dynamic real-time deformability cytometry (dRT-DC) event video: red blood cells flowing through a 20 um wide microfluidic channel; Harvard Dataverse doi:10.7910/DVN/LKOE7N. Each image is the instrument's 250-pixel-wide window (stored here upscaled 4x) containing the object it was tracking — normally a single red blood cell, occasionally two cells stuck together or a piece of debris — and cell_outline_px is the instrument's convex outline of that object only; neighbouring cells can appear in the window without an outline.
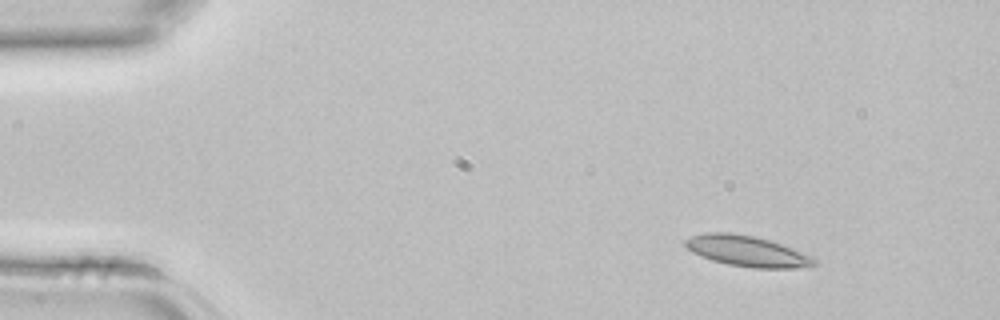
{"species": "common noctule bat (a hibernating species)", "species_latin": "Nyctalus noctula", "temperature_condition": "room temperature", "stored_images_in_passage": 4, "segment_of_instrument_passage": [1, 2], "camera_frame_rate_fps": 3000, "um_per_image_px": 0.085, "animal": {"sex": "female", "body_mass_g": 22.7, "forearm_length_mm": 54.2}, "frame": {"image": 1, "passage_image": 1, "time_ms": 0.0, "image_size_px": [1000, 320], "cell_outline_px": [[820, 260], [816, 264], [808, 268], [752, 268], [728, 264], [712, 260], [700, 256], [692, 252], [684, 244], [684, 240], [692, 236], [704, 232], [732, 232], [752, 236], [768, 240], [792, 248], [812, 256]], "centroid_in_image_um": [63.53, 21.35], "position_along_channel_um": 21.5, "area_um2": 23.24}}
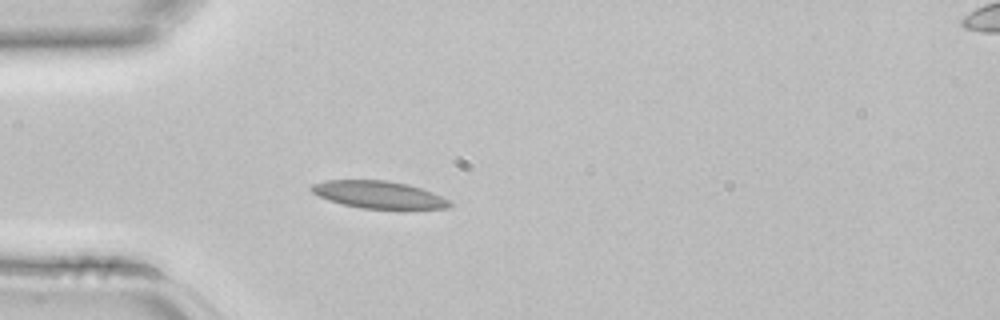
{"frame": {"image": 2, "passage_image": 3, "time_ms": 0.667, "image_size_px": [1000, 320], "cell_outline_px": [[452, 204], [448, 208], [404, 212], [400, 212], [360, 208], [328, 200], [312, 192], [308, 188], [312, 184], [324, 180], [388, 180], [408, 184], [432, 192], [452, 200]], "centroid_in_image_um": [32.3, 16.6], "position_along_channel_um": 52.7, "area_um2": 23.24}}